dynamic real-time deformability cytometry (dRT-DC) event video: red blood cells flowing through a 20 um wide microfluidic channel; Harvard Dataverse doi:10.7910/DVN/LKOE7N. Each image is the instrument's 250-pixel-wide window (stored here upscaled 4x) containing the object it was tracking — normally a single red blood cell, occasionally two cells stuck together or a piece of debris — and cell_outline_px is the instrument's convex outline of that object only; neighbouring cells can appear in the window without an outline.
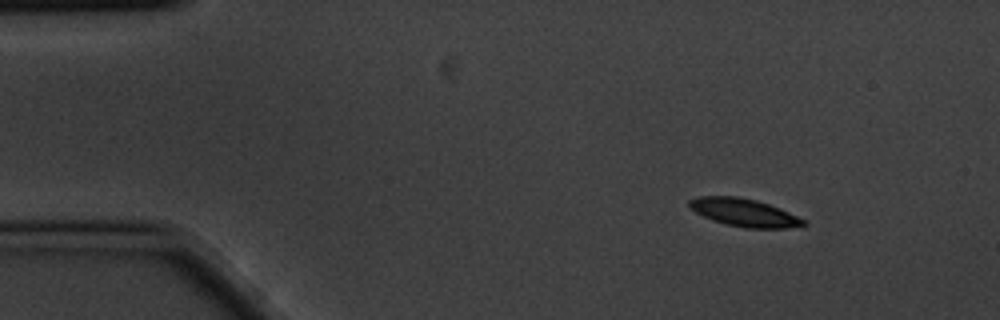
{"species": "common noctule bat (a hibernating species)", "species_latin": "Nyctalus noctula", "temperature_condition": "cold", "stored_images_in_passage": 4, "camera_frame_rate_fps": 3000, "um_per_image_px": 0.085, "animal": {"sex": "male", "body_mass_g": 20.1, "forearm_length_mm": 53.5}, "frame": {"image": 1, "passage_image": 2, "time_ms": 0.333, "image_size_px": [1000, 320], "cell_outline_px": [[808, 224], [804, 228], [744, 228], [724, 224], [712, 220], [696, 212], [688, 204], [688, 200], [700, 196], [736, 196], [756, 200], [780, 208], [808, 220]], "centroid_in_image_um": [63.36, 18.09], "position_along_channel_um": 21.6, "area_um2": 18.84}}